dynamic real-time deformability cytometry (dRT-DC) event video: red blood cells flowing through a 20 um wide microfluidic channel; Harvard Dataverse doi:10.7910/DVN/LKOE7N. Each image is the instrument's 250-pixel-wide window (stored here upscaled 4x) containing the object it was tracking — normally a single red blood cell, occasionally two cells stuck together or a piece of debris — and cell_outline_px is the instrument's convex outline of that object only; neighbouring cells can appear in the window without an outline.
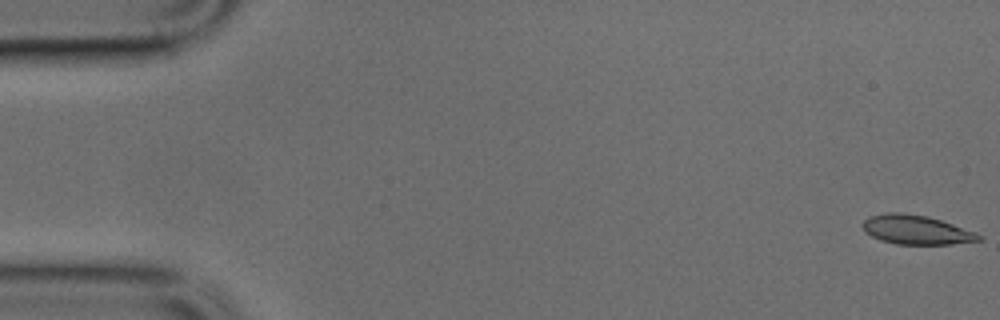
{"species": "common noctule bat (a hibernating species)", "species_latin": "Nyctalus noctula", "temperature_condition": "cold", "stored_images_in_passage": 15, "camera_frame_rate_fps": 3000, "um_per_image_px": 0.085, "animal": {"sex": "male", "body_mass_g": 17.9, "forearm_length_mm": 54.2}, "frame": {"image": 1, "passage_image": 1, "time_ms": 0.0, "image_size_px": [1000, 320], "cell_outline_px": [[984, 240], [952, 244], [896, 244], [880, 240], [864, 232], [860, 224], [868, 216], [888, 212], [900, 212], [928, 216], [976, 232], [984, 236]], "centroid_in_image_um": [77.87, 19.53], "position_along_channel_um": 7.1, "area_um2": 20.0}}
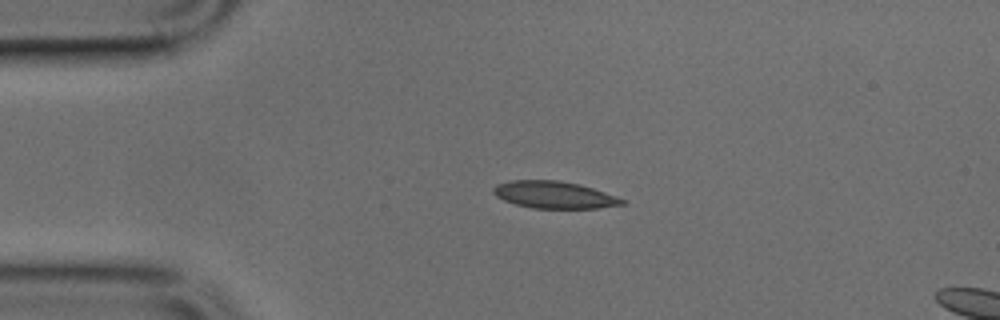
{"frame": {"image": 2, "passage_image": 11, "time_ms": 3.333, "image_size_px": [1000, 320], "cell_outline_px": [[628, 204], [596, 208], [532, 208], [516, 204], [504, 200], [496, 196], [492, 192], [492, 188], [496, 184], [512, 180], [560, 180], [592, 188], [628, 200]], "centroid_in_image_um": [47.12, 16.56], "position_along_channel_um": 37.9, "area_um2": 20.35}}